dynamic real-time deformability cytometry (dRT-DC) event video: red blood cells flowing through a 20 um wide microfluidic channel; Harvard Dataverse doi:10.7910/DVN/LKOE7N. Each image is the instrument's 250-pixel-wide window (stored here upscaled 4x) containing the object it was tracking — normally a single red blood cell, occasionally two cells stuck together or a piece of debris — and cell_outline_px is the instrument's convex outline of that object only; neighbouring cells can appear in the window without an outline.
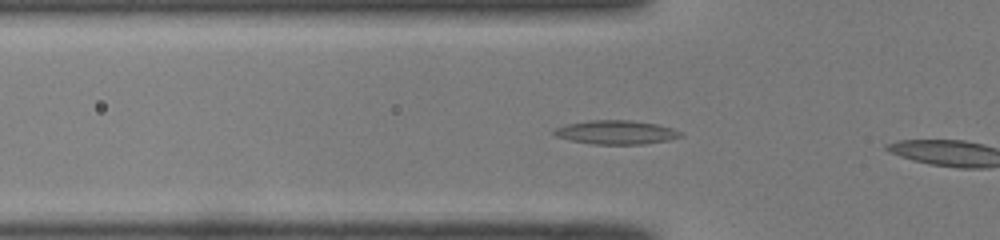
{"species": "common noctule bat (a hibernating species)", "species_latin": "Nyctalus noctula", "temperature_condition": "room temperature", "stored_images_in_passage": 7, "camera_frame_rate_fps": 3000, "um_per_image_px": 0.085, "animal": {"sex": "male", "body_mass_g": 19.0, "forearm_length_mm": 50.8}, "frame": {"image": 1, "passage_image": 6, "time_ms": 1.667, "image_size_px": [1000, 240], "cell_outline_px": [[684, 136], [668, 140], [644, 144], [592, 144], [572, 140], [556, 136], [552, 132], [556, 128], [568, 124], [588, 120], [628, 120], [656, 124], [672, 128], [680, 132]], "centroid_in_image_um": [52.38, 11.24], "position_along_channel_um": 73.4, "area_um2": 17.4}}